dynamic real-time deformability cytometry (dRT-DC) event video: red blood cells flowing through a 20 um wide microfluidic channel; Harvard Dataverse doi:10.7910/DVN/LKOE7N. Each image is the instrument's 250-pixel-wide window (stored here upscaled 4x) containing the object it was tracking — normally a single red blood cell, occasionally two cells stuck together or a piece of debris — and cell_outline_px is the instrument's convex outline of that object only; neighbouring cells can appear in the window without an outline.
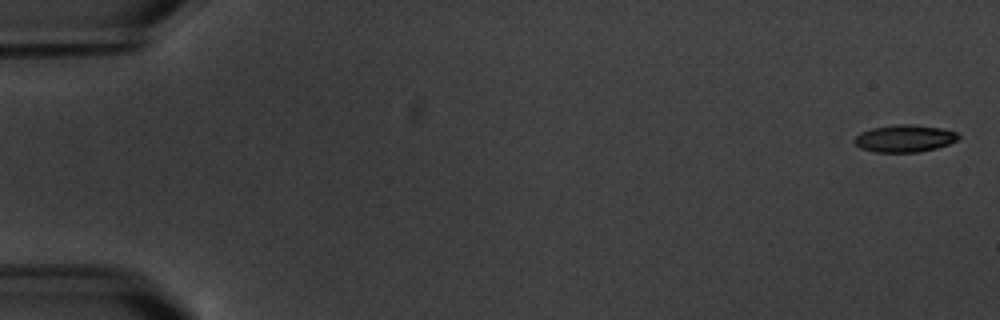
{"species": "common noctule bat (a hibernating species)", "species_latin": "Nyctalus noctula", "temperature_condition": "warm", "stored_images_in_passage": 6, "camera_frame_rate_fps": 3000, "um_per_image_px": 0.085, "animal": {"sex": "male", "body_mass_g": 20.1, "forearm_length_mm": 53.5}, "frame": {"image": 1, "passage_image": 1, "time_ms": 0.0, "image_size_px": [1000, 320], "cell_outline_px": [[960, 136], [956, 140], [948, 144], [936, 148], [920, 152], [876, 152], [860, 148], [852, 140], [860, 132], [872, 128], [896, 124], [908, 124], [940, 128], [956, 132]], "centroid_in_image_um": [76.85, 11.77], "position_along_channel_um": 8.1, "area_um2": 16.42}}
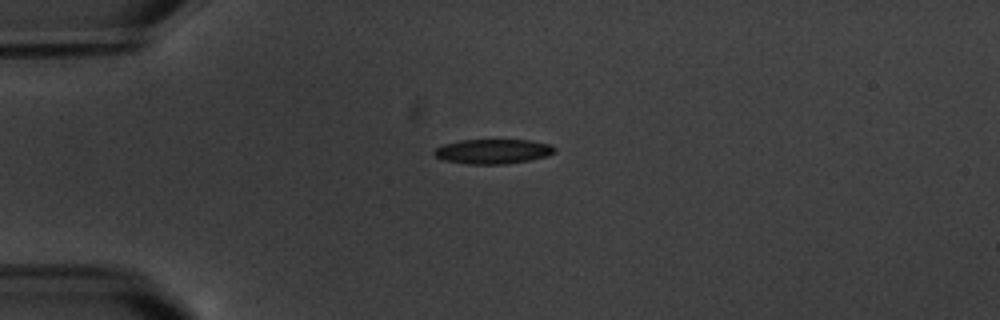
{"frame": {"image": 2, "passage_image": 5, "time_ms": 4.667, "image_size_px": [1000, 320], "cell_outline_px": [[556, 152], [544, 156], [528, 160], [504, 164], [468, 164], [444, 160], [436, 156], [432, 152], [436, 148], [444, 144], [460, 140], [528, 140], [548, 144], [556, 148]], "centroid_in_image_um": [41.87, 12.87], "position_along_channel_um": 43.1, "area_um2": 17.11}}